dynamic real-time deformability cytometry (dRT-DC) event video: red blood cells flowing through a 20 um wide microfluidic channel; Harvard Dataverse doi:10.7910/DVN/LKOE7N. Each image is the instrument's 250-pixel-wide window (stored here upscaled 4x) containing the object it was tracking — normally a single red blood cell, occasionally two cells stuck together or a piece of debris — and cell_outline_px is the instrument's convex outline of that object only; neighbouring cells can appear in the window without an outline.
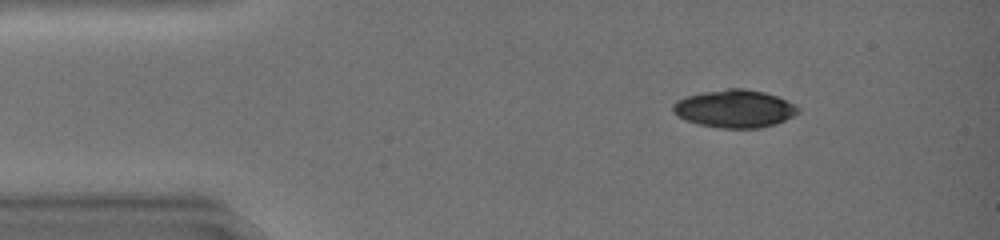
{"species": "common noctule bat (a hibernating species)", "species_latin": "Nyctalus noctula", "temperature_condition": "warm", "stored_images_in_passage": 46, "camera_frame_rate_fps": 3000, "um_per_image_px": 0.085, "animal": {"sex": "female", "body_mass_g": 19.0, "forearm_length_mm": 51.5}, "frame": {"image": 1, "passage_image": 7, "time_ms": 2.0, "image_size_px": [1000, 240], "cell_outline_px": [[800, 112], [784, 120], [760, 128], [720, 128], [700, 124], [676, 116], [672, 108], [672, 104], [676, 100], [684, 96], [704, 92], [728, 88], [744, 88], [764, 92], [776, 96], [800, 108]], "centroid_in_image_um": [62.4, 9.23], "position_along_channel_um": 22.6, "area_um2": 27.34}}
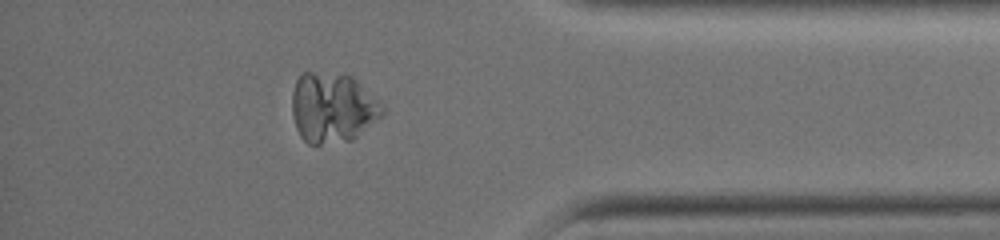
{"frame": {"image": 2, "passage_image": 40, "time_ms": 13.0, "image_size_px": [1000, 240], "cell_outline_px": [[384, 112], [380, 116], [352, 140], [320, 144], [308, 144], [300, 136], [296, 128], [292, 112], [292, 92], [296, 80], [304, 72], [312, 72], [352, 76], [384, 104]], "centroid_in_image_um": [28.26, 9.16], "position_along_channel_um": 406.9, "area_um2": 36.65}}